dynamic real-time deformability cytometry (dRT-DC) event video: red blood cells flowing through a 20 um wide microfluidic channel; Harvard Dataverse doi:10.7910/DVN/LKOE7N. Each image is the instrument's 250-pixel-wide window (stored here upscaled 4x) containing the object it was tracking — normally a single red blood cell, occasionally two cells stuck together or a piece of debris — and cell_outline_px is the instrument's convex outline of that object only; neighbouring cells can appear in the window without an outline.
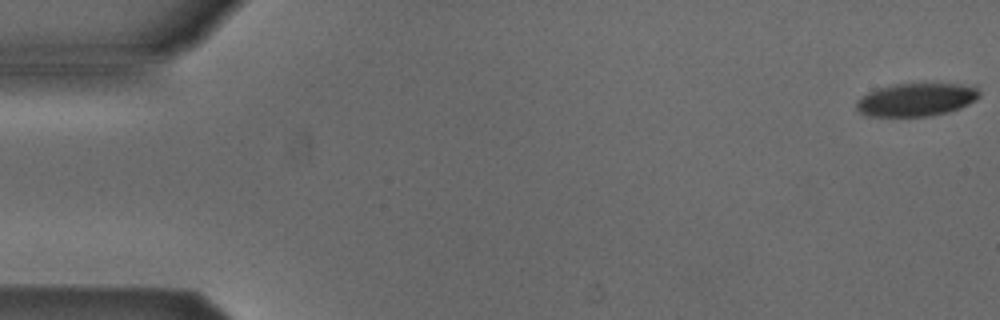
{"species": "Egyptian fruit bat (a non-hibernating species)", "species_latin": "Rousettus aegyptiacus", "temperature_condition": "cold", "stored_images_in_passage": 41, "camera_frame_rate_fps": 3000, "um_per_image_px": 0.085, "animal": {"sex": "male"}, "frame": {"image": 1, "passage_image": 1, "time_ms": 0.0, "image_size_px": [1000, 320], "cell_outline_px": [[980, 96], [976, 100], [960, 108], [948, 112], [928, 116], [868, 116], [860, 112], [856, 108], [856, 100], [860, 96], [876, 88], [892, 84], [976, 84], [980, 92]], "centroid_in_image_um": [77.9, 8.45], "position_along_channel_um": 7.1, "area_um2": 23.99}}
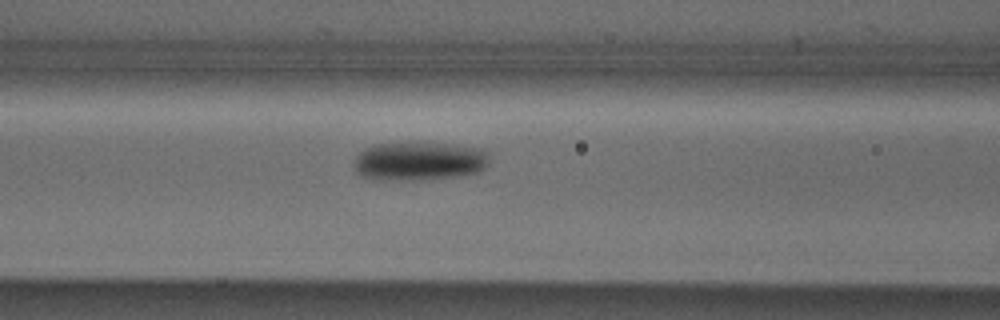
{"frame": {"image": 2, "passage_image": 22, "time_ms": 7.0, "image_size_px": [1000, 320], "cell_outline_px": [[488, 164], [484, 168], [476, 172], [460, 176], [420, 180], [400, 180], [364, 176], [356, 172], [356, 156], [364, 148], [372, 144], [452, 144], [480, 148], [488, 152]], "centroid_in_image_um": [35.68, 13.7], "position_along_channel_um": 130.9, "area_um2": 29.88}}
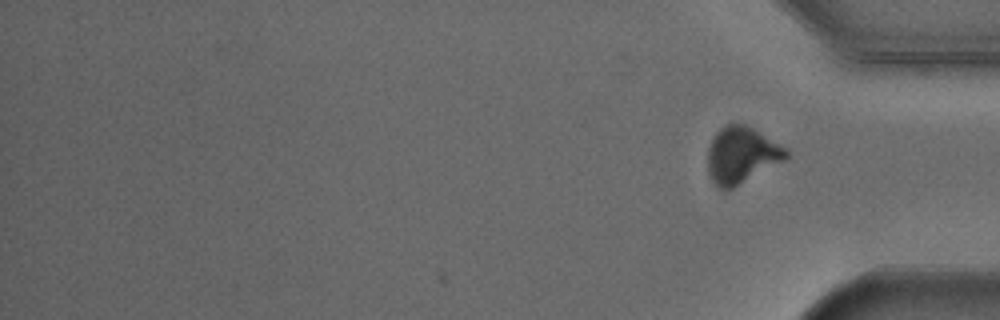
{"frame": {"image": 3, "passage_image": 41, "time_ms": 13.333, "image_size_px": [1000, 320], "cell_outline_px": [[788, 160], [724, 192], [712, 180], [708, 172], [708, 148], [716, 132], [724, 124], [744, 124], [760, 132], [788, 148]], "centroid_in_image_um": [63.07, 13.19], "position_along_channel_um": 372.1, "area_um2": 26.07}, "authors_computed_cell_mechanics": {"area_um2": 28.7266, "velocity_mm_per_s": 3.8589, "shape_relaxation_time_tau1_ms": 3.9092, "shape_relaxation_time_tau2_ms": 11.176, "deformation_change_tau1": 0.1355, "deformation_change_tau2": 0.1653}}